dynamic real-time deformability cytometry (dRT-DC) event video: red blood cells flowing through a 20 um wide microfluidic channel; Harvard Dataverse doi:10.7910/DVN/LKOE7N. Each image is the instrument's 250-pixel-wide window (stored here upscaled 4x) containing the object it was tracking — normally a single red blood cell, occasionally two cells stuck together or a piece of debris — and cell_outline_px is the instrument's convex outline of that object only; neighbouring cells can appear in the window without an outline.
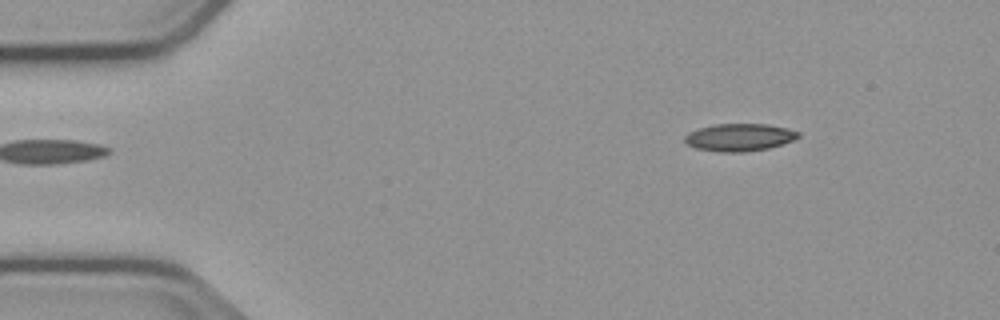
{"species": "common noctule bat (a hibernating species)", "species_latin": "Nyctalus noctula", "temperature_condition": "cold", "stored_images_in_passage": 48, "camera_frame_rate_fps": 3000, "um_per_image_px": 0.085, "animal": {"sex": "male", "body_mass_g": 23.1, "forearm_length_mm": 52.7}, "frame": {"image": 1, "passage_image": 1, "time_ms": 0.0, "image_size_px": [1000, 320], "cell_outline_px": [[800, 136], [792, 140], [768, 148], [744, 152], [720, 152], [696, 148], [688, 144], [684, 140], [684, 136], [688, 132], [712, 124], [764, 124], [788, 128], [800, 132]], "centroid_in_image_um": [62.83, 11.67], "position_along_channel_um": 22.2, "area_um2": 18.09}}
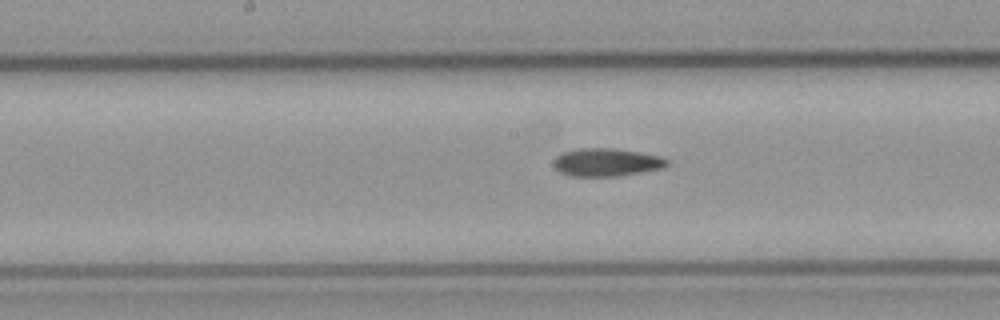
{"frame": {"image": 2, "passage_image": 21, "time_ms": 6.667, "image_size_px": [1000, 320], "cell_outline_px": [[668, 164], [664, 168], [616, 176], [572, 176], [560, 172], [552, 164], [552, 160], [556, 156], [564, 152], [576, 148], [616, 148], [640, 152], [660, 156], [668, 160]], "centroid_in_image_um": [51.53, 13.78], "position_along_channel_um": 196.7, "area_um2": 18.55}}
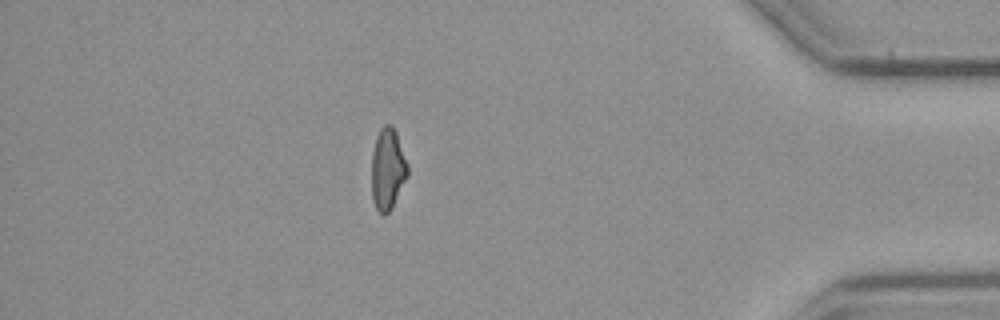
{"frame": {"image": 3, "passage_image": 41, "time_ms": 13.333, "image_size_px": [1000, 320], "cell_outline_px": [[408, 176], [392, 208], [384, 216], [376, 208], [372, 200], [372, 152], [376, 136], [380, 128], [384, 124], [392, 124], [396, 132], [408, 164]], "centroid_in_image_um": [32.95, 14.36], "position_along_channel_um": 402.2, "area_um2": 17.28}, "authors_computed_cell_mechanics": {"area_um2": 17.9758, "velocity_mm_per_s": 3.7688, "shape_relaxation_time_tau1_ms": null, "shape_relaxation_time_tau2_ms": 8.451, "deformation_change_tau1": null, "deformation_change_tau2": 0.188}}